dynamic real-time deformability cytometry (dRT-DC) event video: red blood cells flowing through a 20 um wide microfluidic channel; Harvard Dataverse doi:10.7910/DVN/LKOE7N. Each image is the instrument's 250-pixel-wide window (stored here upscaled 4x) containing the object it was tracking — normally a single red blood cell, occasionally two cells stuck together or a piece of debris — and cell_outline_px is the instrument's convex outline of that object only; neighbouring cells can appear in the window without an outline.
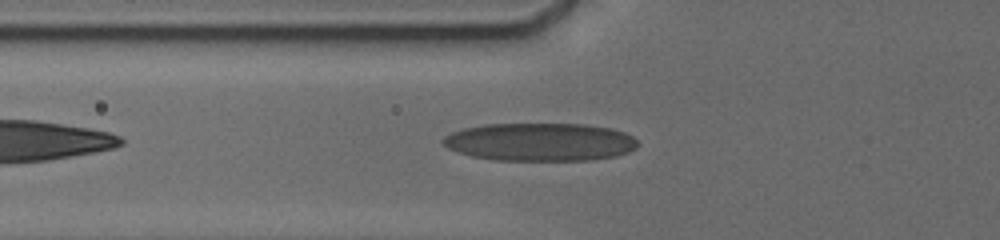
{"species": "human", "species_latin": "Homo sapiens", "temperature_condition": "cold", "stored_images_in_passage": 5, "camera_frame_rate_fps": 3000, "um_per_image_px": 0.085, "donor": {"sex": "male"}, "frame": {"image": 1, "passage_image": 4, "time_ms": 1.333, "image_size_px": [1000, 240], "cell_outline_px": [[636, 148], [628, 152], [616, 156], [588, 160], [492, 160], [472, 156], [456, 152], [448, 148], [440, 140], [444, 136], [452, 132], [464, 128], [484, 124], [584, 124], [612, 128], [624, 132], [632, 136], [636, 140]], "centroid_in_image_um": [45.87, 12.06], "position_along_channel_um": 79.9, "area_um2": 43.29}}